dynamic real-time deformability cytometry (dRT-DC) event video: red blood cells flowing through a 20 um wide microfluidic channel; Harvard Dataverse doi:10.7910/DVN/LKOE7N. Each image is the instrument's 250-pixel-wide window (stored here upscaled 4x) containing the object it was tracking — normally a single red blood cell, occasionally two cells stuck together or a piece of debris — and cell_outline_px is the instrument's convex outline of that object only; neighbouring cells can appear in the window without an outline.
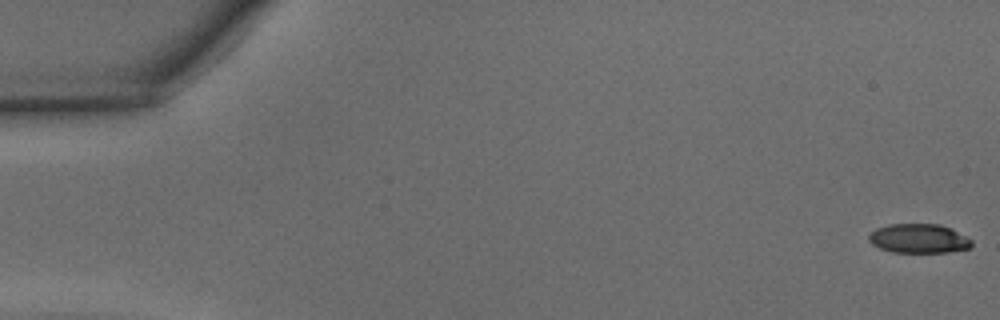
{"species": "common noctule bat (a hibernating species)", "species_latin": "Nyctalus noctula", "temperature_condition": "warm", "stored_images_in_passage": 14, "camera_frame_rate_fps": 3000, "um_per_image_px": 0.085, "animal": {"sex": "male", "body_mass_g": 15.6}, "frame": {"image": 1, "passage_image": 1, "time_ms": 0.0, "image_size_px": [1000, 320], "cell_outline_px": [[972, 248], [948, 252], [892, 252], [880, 248], [872, 244], [868, 240], [868, 236], [876, 228], [888, 224], [940, 224], [972, 240]], "centroid_in_image_um": [78.07, 20.28], "position_along_channel_um": 6.9, "area_um2": 17.4}}